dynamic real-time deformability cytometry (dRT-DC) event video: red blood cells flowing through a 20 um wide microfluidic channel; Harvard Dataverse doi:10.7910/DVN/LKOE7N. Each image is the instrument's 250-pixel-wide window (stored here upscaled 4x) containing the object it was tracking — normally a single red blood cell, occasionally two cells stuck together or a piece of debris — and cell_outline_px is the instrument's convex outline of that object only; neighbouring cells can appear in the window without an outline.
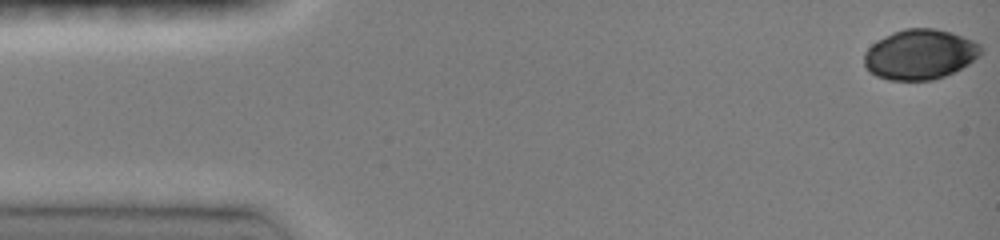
{"species": "common noctule bat (a hibernating species)", "species_latin": "Nyctalus noctula", "temperature_condition": "room temperature", "stored_images_in_passage": 48, "camera_frame_rate_fps": 3000, "um_per_image_px": 0.085, "animal": {"sex": "female", "body_mass_g": 19.0, "forearm_length_mm": 51.5}, "frame": {"image": 1, "passage_image": 1, "time_ms": 0.0, "image_size_px": [1000, 240], "cell_outline_px": [[984, 52], [980, 56], [968, 64], [944, 76], [932, 80], [888, 80], [876, 76], [868, 72], [864, 64], [864, 52], [876, 40], [892, 32], [904, 28], [936, 28], [952, 32], [972, 40], [980, 44], [984, 48]], "centroid_in_image_um": [78.19, 4.61], "position_along_channel_um": 6.8, "area_um2": 34.45}}